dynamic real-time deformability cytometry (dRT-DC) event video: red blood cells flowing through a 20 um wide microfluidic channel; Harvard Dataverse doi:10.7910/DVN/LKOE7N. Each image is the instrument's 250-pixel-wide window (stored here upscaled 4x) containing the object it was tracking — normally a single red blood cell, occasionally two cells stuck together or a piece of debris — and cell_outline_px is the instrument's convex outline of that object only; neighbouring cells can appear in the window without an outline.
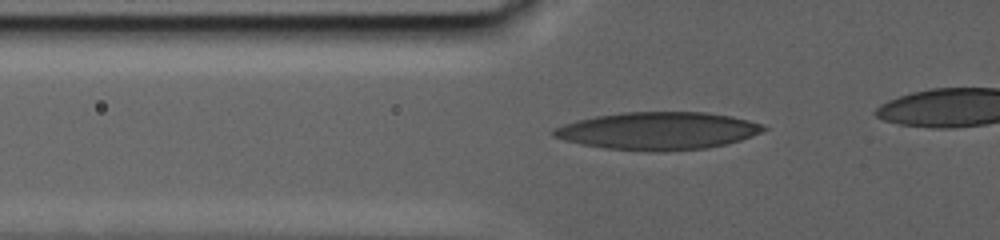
{"species": "human", "species_latin": "Homo sapiens", "temperature_condition": "warm", "stored_images_in_passage": 41, "camera_frame_rate_fps": 3000, "um_per_image_px": 0.085, "donor": {"sex": "male"}, "frame": {"image": 1, "passage_image": 15, "time_ms": 9.0, "image_size_px": [1000, 240], "cell_outline_px": [[768, 128], [752, 136], [740, 140], [708, 148], [664, 152], [652, 152], [604, 148], [580, 144], [564, 140], [552, 136], [552, 132], [556, 128], [564, 124], [576, 120], [596, 116], [624, 112], [708, 112], [732, 116], [748, 120], [760, 124]], "centroid_in_image_um": [55.92, 11.13], "position_along_channel_um": 69.9, "area_um2": 46.12}}
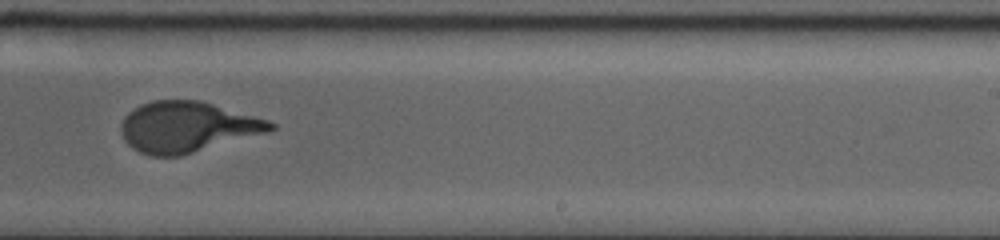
{"frame": {"image": 2, "passage_image": 30, "time_ms": 18.0, "image_size_px": [1000, 240], "cell_outline_px": [[276, 128], [268, 132], [180, 156], [152, 156], [140, 152], [132, 148], [124, 140], [120, 132], [120, 128], [124, 116], [128, 112], [140, 104], [152, 100], [200, 100], [268, 120], [276, 124]], "centroid_in_image_um": [15.88, 10.79], "position_along_channel_um": 273.1, "area_um2": 44.1}}
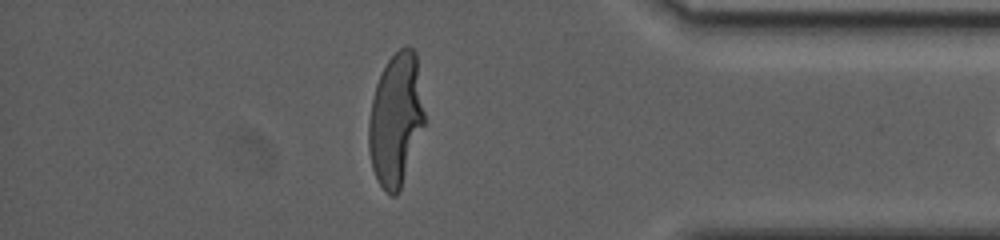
{"frame": {"image": 3, "passage_image": 40, "time_ms": 24.333, "image_size_px": [1000, 240], "cell_outline_px": [[424, 124], [400, 192], [396, 196], [392, 196], [380, 184], [372, 168], [368, 148], [368, 124], [372, 100], [376, 84], [388, 60], [400, 48], [408, 44], [416, 52], [424, 112]], "centroid_in_image_um": [33.64, 10.17], "position_along_channel_um": 401.6, "area_um2": 42.89}}